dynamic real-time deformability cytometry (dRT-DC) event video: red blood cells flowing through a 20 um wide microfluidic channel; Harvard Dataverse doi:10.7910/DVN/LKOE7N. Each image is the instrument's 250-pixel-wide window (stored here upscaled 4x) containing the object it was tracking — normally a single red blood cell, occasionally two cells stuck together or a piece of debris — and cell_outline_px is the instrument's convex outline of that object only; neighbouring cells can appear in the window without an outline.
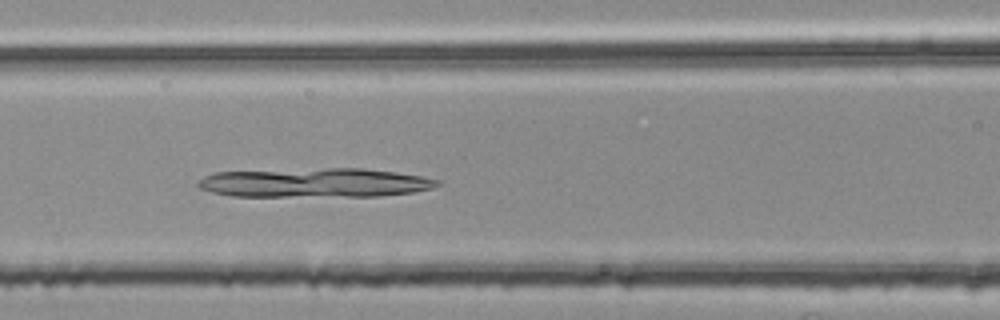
{"species": "common noctule bat (a hibernating species)", "species_latin": "Nyctalus noctula", "temperature_condition": "room temperature", "stored_images_in_passage": 38, "camera_frame_rate_fps": 3000, "um_per_image_px": 0.085, "animal": {"sex": "female", "body_mass_g": 25.1}, "frame": {"image": 1, "passage_image": 9, "time_ms": 2.667, "image_size_px": [1000, 320], "cell_outline_px": [[440, 184], [432, 188], [412, 192], [380, 196], [232, 196], [212, 192], [200, 188], [196, 184], [204, 176], [216, 172], [328, 168], [364, 168], [396, 172], [420, 176], [440, 180]], "centroid_in_image_um": [26.78, 15.53], "position_along_channel_um": 139.8, "area_um2": 40.58}}
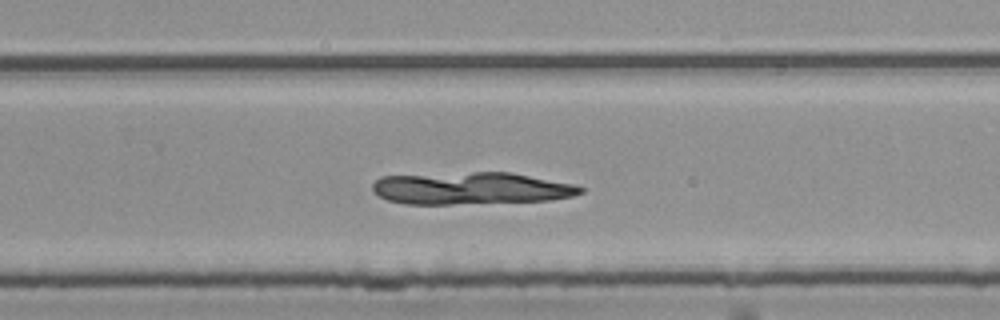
{"frame": {"image": 2, "passage_image": 21, "time_ms": 6.667, "image_size_px": [1000, 320], "cell_outline_px": [[584, 192], [572, 196], [552, 200], [452, 204], [404, 204], [388, 200], [372, 192], [372, 184], [380, 176], [472, 172], [508, 172], [576, 184], [584, 188]], "centroid_in_image_um": [40.03, 16.0], "position_along_channel_um": 289.8, "area_um2": 39.13}}
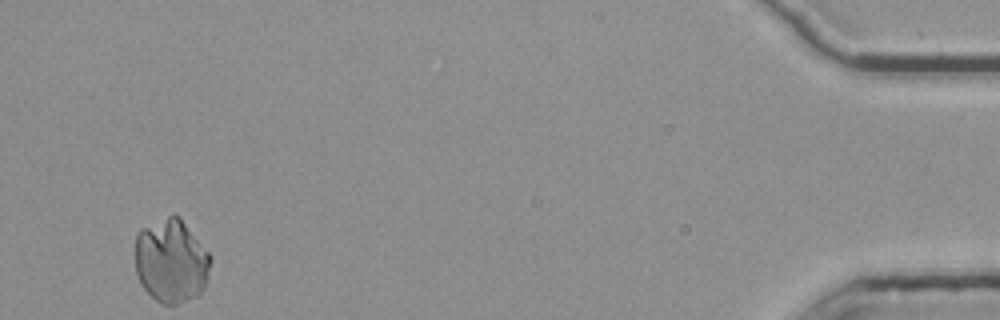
{"frame": {"image": 3, "passage_image": 38, "time_ms": 12.333, "image_size_px": [1000, 320], "cell_outline_px": [[212, 260], [204, 288], [196, 296], [176, 304], [160, 304], [144, 288], [136, 276], [136, 232], [140, 228], [172, 212], [180, 216], [212, 256]], "centroid_in_image_um": [14.55, 22.13], "position_along_channel_um": 420.7, "area_um2": 37.28}}